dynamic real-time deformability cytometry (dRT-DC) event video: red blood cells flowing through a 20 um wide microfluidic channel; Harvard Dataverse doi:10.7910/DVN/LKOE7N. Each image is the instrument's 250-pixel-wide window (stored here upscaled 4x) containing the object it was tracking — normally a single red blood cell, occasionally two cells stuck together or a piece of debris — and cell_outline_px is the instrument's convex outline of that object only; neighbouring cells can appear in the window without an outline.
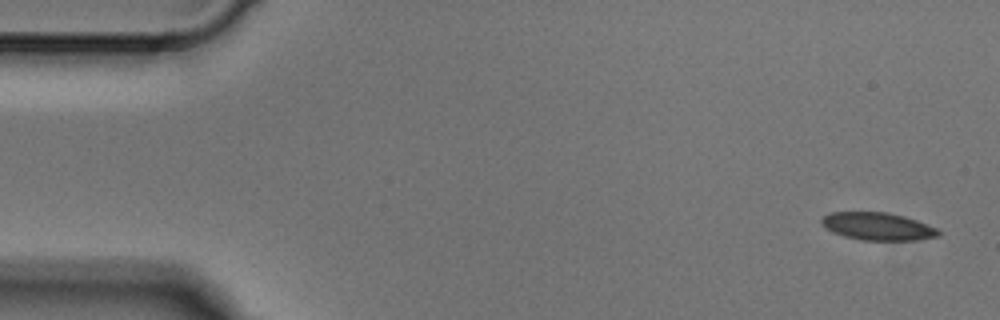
{"species": "Egyptian fruit bat (a non-hibernating species)", "species_latin": "Rousettus aegyptiacus", "temperature_condition": "cold", "stored_images_in_passage": 3, "camera_frame_rate_fps": 3000, "um_per_image_px": 0.085, "animal": {"sex": "male"}, "frame": {"image": 1, "passage_image": 1, "time_ms": 0.0, "image_size_px": [1000, 320], "cell_outline_px": [[940, 236], [912, 240], [860, 240], [844, 236], [832, 232], [824, 228], [820, 224], [820, 220], [828, 212], [888, 212], [904, 216], [928, 224], [936, 228], [940, 232]], "centroid_in_image_um": [74.56, 19.23], "position_along_channel_um": 10.4, "area_um2": 18.96}}
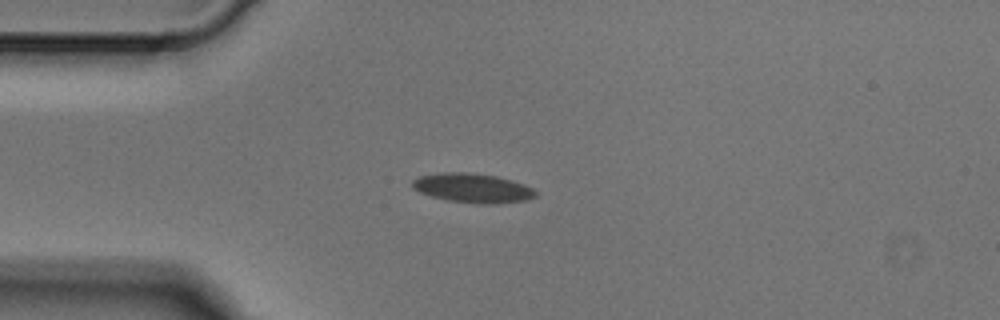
{"frame": {"image": 2, "passage_image": 3, "time_ms": 0.667, "image_size_px": [1000, 320], "cell_outline_px": [[536, 196], [528, 200], [496, 204], [484, 204], [448, 200], [432, 196], [420, 192], [412, 188], [412, 180], [420, 176], [444, 172], [468, 172], [496, 176], [512, 180], [524, 184], [532, 188], [536, 192]], "centroid_in_image_um": [40.19, 15.98], "position_along_channel_um": 44.8, "area_um2": 20.98}}